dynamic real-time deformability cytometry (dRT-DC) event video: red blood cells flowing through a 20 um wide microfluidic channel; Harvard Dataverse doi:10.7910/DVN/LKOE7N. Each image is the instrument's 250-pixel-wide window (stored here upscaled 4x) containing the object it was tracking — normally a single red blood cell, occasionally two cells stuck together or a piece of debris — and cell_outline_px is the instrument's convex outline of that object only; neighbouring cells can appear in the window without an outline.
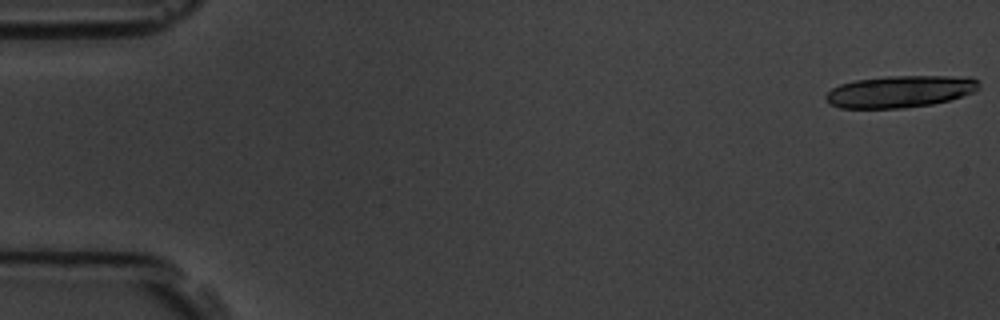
{"species": "common noctule bat (a hibernating species)", "species_latin": "Nyctalus noctula", "temperature_condition": "room temperature", "stored_images_in_passage": 5, "camera_frame_rate_fps": 3000, "um_per_image_px": 0.085, "animal": {"sex": "male", "body_mass_g": 19.5, "forearm_length_mm": 54.6}, "frame": {"image": 1, "passage_image": 1, "time_ms": 0.0, "image_size_px": [1000, 320], "cell_outline_px": [[980, 88], [976, 92], [948, 100], [932, 104], [904, 108], [840, 108], [828, 104], [824, 100], [824, 96], [832, 88], [840, 84], [856, 80], [888, 76], [972, 76], [980, 80]], "centroid_in_image_um": [76.53, 7.77], "position_along_channel_um": 8.5, "area_um2": 28.9}}